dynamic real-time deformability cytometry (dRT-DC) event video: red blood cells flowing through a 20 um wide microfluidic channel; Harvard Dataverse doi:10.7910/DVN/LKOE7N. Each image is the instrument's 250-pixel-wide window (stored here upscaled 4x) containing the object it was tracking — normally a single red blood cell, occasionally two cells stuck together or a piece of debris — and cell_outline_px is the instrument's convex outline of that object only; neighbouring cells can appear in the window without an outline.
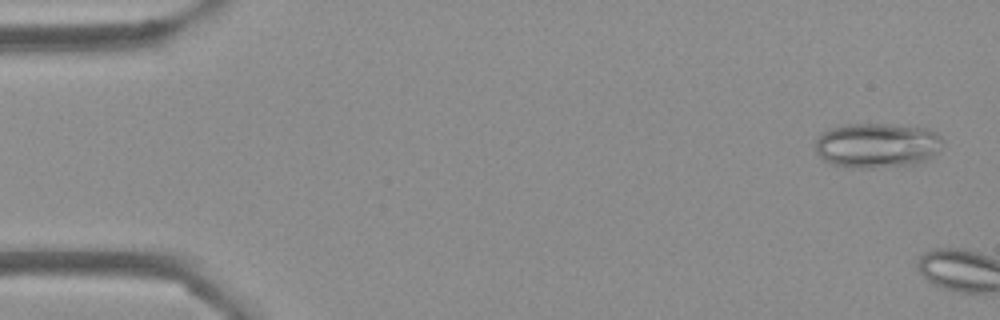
{"species": "Egyptian fruit bat (a non-hibernating species)", "species_latin": "Rousettus aegyptiacus", "temperature_condition": "cold", "stored_images_in_passage": 6, "camera_frame_rate_fps": 3000, "um_per_image_px": 0.085, "frame": {"image": 1, "passage_image": 2, "time_ms": 0.333, "image_size_px": [1000, 320], "cell_outline_px": [[944, 140], [936, 152], [928, 160], [916, 164], [872, 168], [852, 168], [832, 164], [824, 160], [816, 152], [816, 136], [820, 132], [828, 128], [844, 124], [884, 124], [928, 128], [936, 132]], "centroid_in_image_um": [74.52, 12.35], "position_along_channel_um": 10.5, "area_um2": 33.7}}